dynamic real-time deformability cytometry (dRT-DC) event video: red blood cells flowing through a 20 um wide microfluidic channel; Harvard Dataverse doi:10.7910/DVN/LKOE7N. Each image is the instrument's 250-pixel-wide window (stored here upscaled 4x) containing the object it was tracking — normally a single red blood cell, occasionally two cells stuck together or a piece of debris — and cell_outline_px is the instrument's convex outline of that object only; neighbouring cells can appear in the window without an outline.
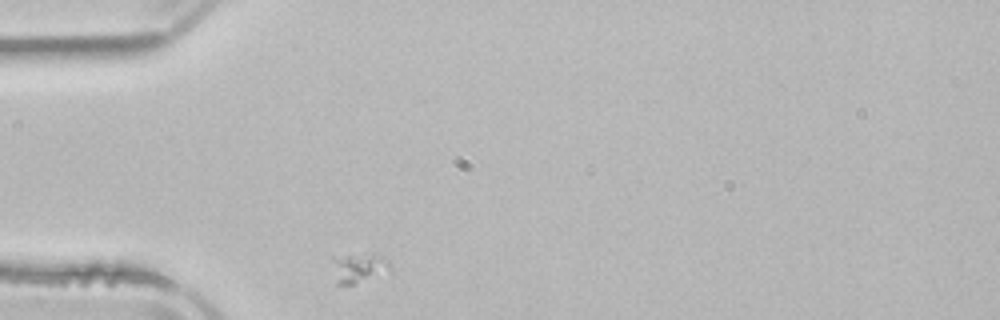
{"species": "common noctule bat (a hibernating species)", "species_latin": "Nyctalus noctula", "temperature_condition": "room temperature", "stored_images_in_passage": 1, "camera_frame_rate_fps": 3000, "um_per_image_px": 0.085, "animal": {"sex": "male", "body_mass_g": 21.5, "forearm_length_mm": 52.0}, "frame": {"image": 1, "passage_image": 1, "time_ms": 0.0, "image_size_px": [1000, 320], "cell_outline_px": [[392, 272], [352, 284], [336, 284], [332, 256], [372, 252], [388, 260], [392, 268]], "centroid_in_image_um": [30.55, 22.74], "position_along_channel_um": 54.5, "area_um2": 10.35}}